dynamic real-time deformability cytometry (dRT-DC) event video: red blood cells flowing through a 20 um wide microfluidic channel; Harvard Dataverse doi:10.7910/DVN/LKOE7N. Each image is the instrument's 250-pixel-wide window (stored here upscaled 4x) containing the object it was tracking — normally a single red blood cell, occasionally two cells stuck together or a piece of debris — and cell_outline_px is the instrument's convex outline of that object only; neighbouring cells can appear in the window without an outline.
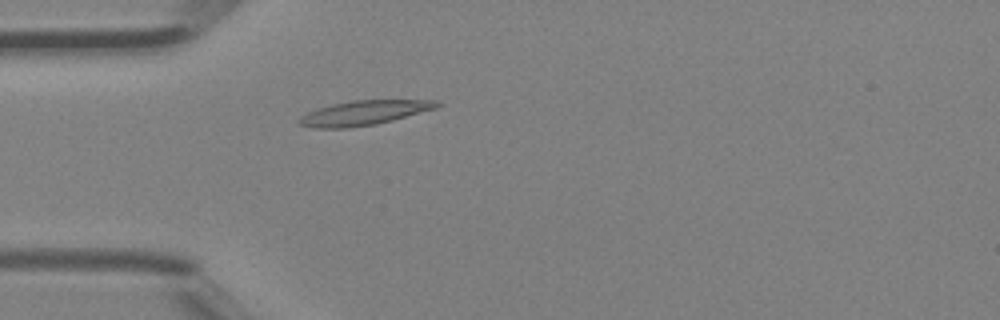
{"species": "Egyptian fruit bat (a non-hibernating species)", "species_latin": "Rousettus aegyptiacus", "temperature_condition": "room temperature", "stored_images_in_passage": 24, "camera_frame_rate_fps": 3000, "um_per_image_px": 0.085, "animal": {"sex": "female"}, "frame": {"image": 1, "passage_image": 1, "time_ms": 0.0, "image_size_px": [1000, 320], "cell_outline_px": [[444, 104], [436, 108], [392, 120], [376, 124], [344, 128], [312, 128], [296, 124], [296, 120], [300, 116], [316, 108], [332, 104], [352, 100], [436, 100]], "centroid_in_image_um": [30.88, 9.59], "position_along_channel_um": 54.1, "area_um2": 19.83}}
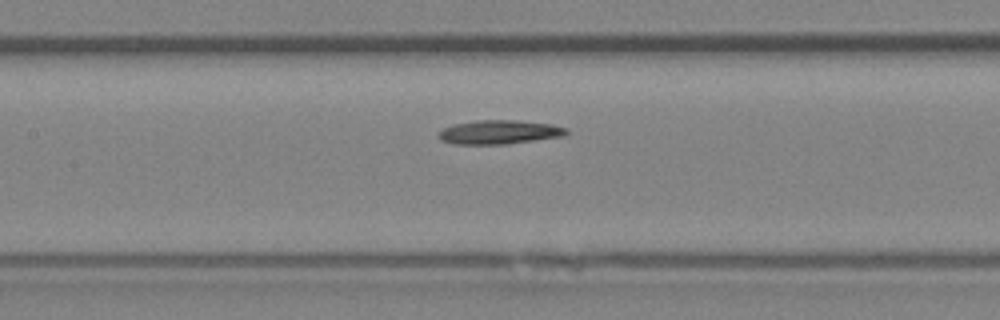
{"frame": {"image": 2, "passage_image": 9, "time_ms": 2.667, "image_size_px": [1000, 320], "cell_outline_px": [[568, 132], [564, 136], [504, 144], [456, 144], [440, 140], [436, 136], [444, 128], [452, 124], [476, 120], [516, 120], [552, 124], [568, 128]], "centroid_in_image_um": [42.43, 11.22], "position_along_channel_um": 165.0, "area_um2": 17.86}}
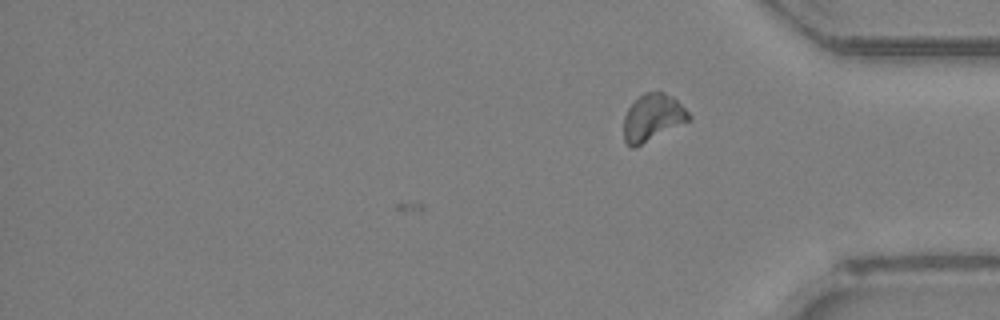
{"frame": {"image": 3, "passage_image": 24, "time_ms": 7.667, "image_size_px": [1000, 320], "cell_outline_px": [[692, 120], [636, 148], [632, 148], [624, 140], [624, 116], [628, 108], [644, 92], [664, 92], [676, 100], [692, 116]], "centroid_in_image_um": [55.49, 10.03], "position_along_channel_um": 379.7, "area_um2": 17.92}, "authors_computed_cell_mechanics": {"area_um2": 17.34, "velocity_mm_per_s": 4.4474, "shape_relaxation_time_tau1_ms": 2.7484, "shape_relaxation_time_tau2_ms": null, "deformation_change_tau1": 0.1072, "deformation_change_tau2": null}}